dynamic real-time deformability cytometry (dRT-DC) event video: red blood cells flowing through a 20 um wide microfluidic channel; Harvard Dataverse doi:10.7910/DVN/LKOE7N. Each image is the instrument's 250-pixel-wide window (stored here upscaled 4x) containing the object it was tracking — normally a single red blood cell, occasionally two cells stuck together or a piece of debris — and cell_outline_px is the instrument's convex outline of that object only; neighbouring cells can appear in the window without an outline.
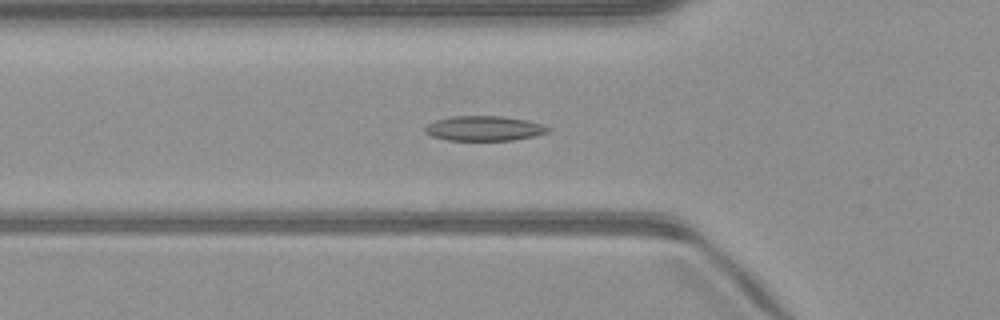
{"species": "common noctule bat (a hibernating species)", "species_latin": "Nyctalus noctula", "temperature_condition": "warm", "stored_images_in_passage": 49, "camera_frame_rate_fps": 3000, "um_per_image_px": 0.085, "animal": {"sex": "male", "body_mass_g": 23.1, "forearm_length_mm": 52.7}, "frame": {"image": 1, "passage_image": 16, "time_ms": 5.0, "image_size_px": [1000, 320], "cell_outline_px": [[552, 128], [548, 132], [532, 136], [512, 140], [448, 140], [432, 136], [424, 132], [424, 128], [428, 124], [436, 120], [452, 116], [504, 116], [528, 120], [544, 124]], "centroid_in_image_um": [41.17, 10.9], "position_along_channel_um": 84.6, "area_um2": 17.86}}
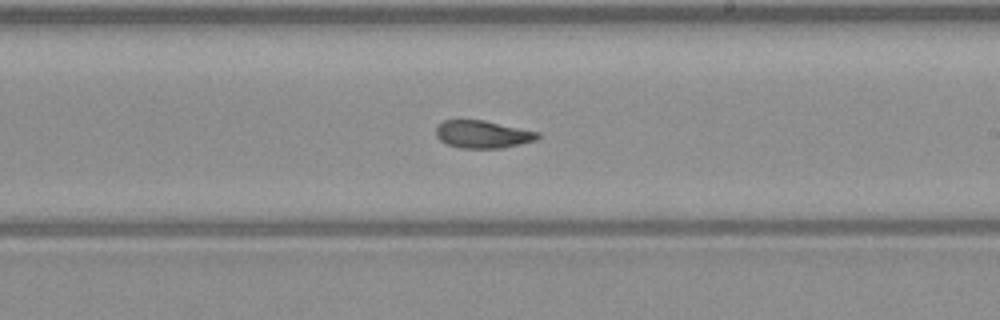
{"frame": {"image": 2, "passage_image": 28, "time_ms": 9.0, "image_size_px": [1000, 320], "cell_outline_px": [[540, 136], [536, 140], [520, 144], [500, 148], [460, 148], [448, 144], [440, 140], [436, 136], [436, 124], [444, 120], [484, 120], [540, 132]], "centroid_in_image_um": [41.02, 11.41], "position_along_channel_um": 248.0, "area_um2": 16.42}}
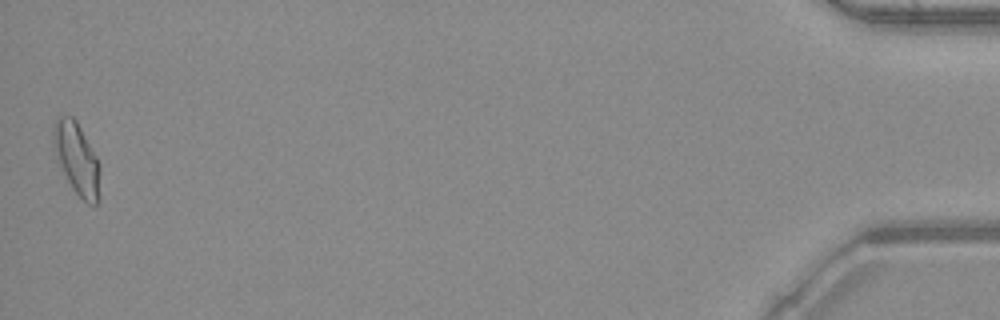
{"frame": {"image": 3, "passage_image": 49, "time_ms": 16.0, "image_size_px": [1000, 320], "cell_outline_px": [[100, 200], [96, 204], [88, 204], [72, 188], [56, 160], [52, 144], [52, 128], [56, 116], [72, 116], [76, 120], [96, 156], [100, 168]], "centroid_in_image_um": [6.51, 13.48], "position_along_channel_um": 428.7, "area_um2": 19.83}, "authors_computed_cell_mechanics": {"area_um2": 17.4556, "velocity_mm_per_s": 4.0672, "shape_relaxation_time_tau1_ms": 7.3989, "shape_relaxation_time_tau2_ms": 1.8859, "deformation_change_tau1": 0.1814, "deformation_change_tau2": 0.0805}}